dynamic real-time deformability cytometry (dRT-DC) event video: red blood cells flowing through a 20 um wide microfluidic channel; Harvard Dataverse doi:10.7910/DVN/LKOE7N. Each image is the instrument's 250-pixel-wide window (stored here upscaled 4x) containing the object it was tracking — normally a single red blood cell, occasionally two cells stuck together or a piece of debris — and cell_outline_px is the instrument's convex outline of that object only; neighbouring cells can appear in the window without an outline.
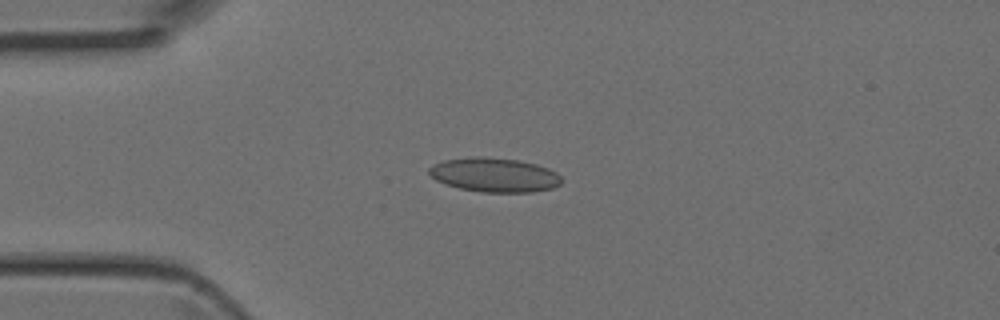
{"species": "Egyptian fruit bat (a non-hibernating species)", "species_latin": "Rousettus aegyptiacus", "temperature_condition": "room temperature", "stored_images_in_passage": 3, "camera_frame_rate_fps": 3000, "um_per_image_px": 0.085, "animal": {"sex": "female"}, "frame": {"image": 1, "passage_image": 3, "time_ms": 0.667, "image_size_px": [1000, 320], "cell_outline_px": [[560, 184], [552, 188], [532, 192], [480, 192], [460, 188], [444, 184], [436, 180], [428, 172], [428, 168], [432, 164], [444, 160], [472, 156], [480, 156], [516, 160], [536, 164], [548, 168], [556, 172], [560, 176]], "centroid_in_image_um": [41.98, 14.86], "position_along_channel_um": 43.0, "area_um2": 26.41}}